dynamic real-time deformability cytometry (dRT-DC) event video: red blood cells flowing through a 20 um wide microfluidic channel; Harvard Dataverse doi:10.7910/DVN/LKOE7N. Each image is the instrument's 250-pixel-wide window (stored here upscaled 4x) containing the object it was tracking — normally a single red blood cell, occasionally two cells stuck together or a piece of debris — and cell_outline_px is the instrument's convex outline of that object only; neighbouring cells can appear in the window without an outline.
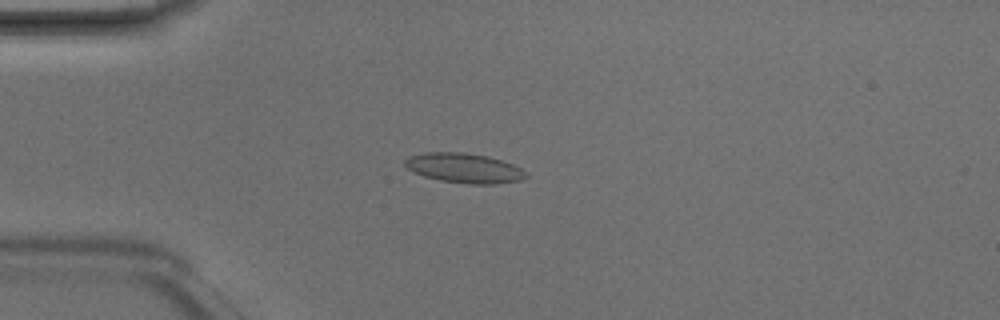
{"species": "Egyptian fruit bat (a non-hibernating species)", "species_latin": "Rousettus aegyptiacus", "temperature_condition": "room temperature", "stored_images_in_passage": 3, "camera_frame_rate_fps": 3000, "um_per_image_px": 0.085, "animal": {"sex": "male"}, "frame": {"image": 1, "passage_image": 2, "time_ms": 0.333, "image_size_px": [1000, 320], "cell_outline_px": [[528, 176], [520, 180], [496, 184], [468, 184], [440, 180], [424, 176], [412, 172], [404, 164], [404, 160], [408, 156], [424, 152], [464, 152], [488, 156], [512, 164], [520, 168]], "centroid_in_image_um": [39.41, 14.28], "position_along_channel_um": 45.6, "area_um2": 20.98}}